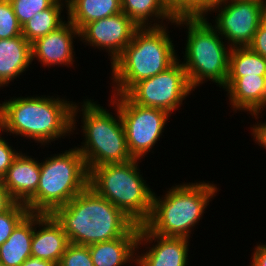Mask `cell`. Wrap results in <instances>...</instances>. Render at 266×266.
I'll list each match as a JSON object with an SVG mask.
<instances>
[{
    "label": "cell",
    "instance_id": "7402d4cb",
    "mask_svg": "<svg viewBox=\"0 0 266 266\" xmlns=\"http://www.w3.org/2000/svg\"><path fill=\"white\" fill-rule=\"evenodd\" d=\"M120 12L121 0H67L66 17L78 30L89 22Z\"/></svg>",
    "mask_w": 266,
    "mask_h": 266
},
{
    "label": "cell",
    "instance_id": "8992f818",
    "mask_svg": "<svg viewBox=\"0 0 266 266\" xmlns=\"http://www.w3.org/2000/svg\"><path fill=\"white\" fill-rule=\"evenodd\" d=\"M209 21L210 17L203 15L177 16L176 20L169 24L180 30L186 29L185 51L181 53L183 61L180 62L194 90L207 81L222 88L228 77L232 48Z\"/></svg>",
    "mask_w": 266,
    "mask_h": 266
},
{
    "label": "cell",
    "instance_id": "d4e9b609",
    "mask_svg": "<svg viewBox=\"0 0 266 266\" xmlns=\"http://www.w3.org/2000/svg\"><path fill=\"white\" fill-rule=\"evenodd\" d=\"M30 213L28 207L15 202L7 211L0 213V245L13 233L16 226Z\"/></svg>",
    "mask_w": 266,
    "mask_h": 266
},
{
    "label": "cell",
    "instance_id": "4316f807",
    "mask_svg": "<svg viewBox=\"0 0 266 266\" xmlns=\"http://www.w3.org/2000/svg\"><path fill=\"white\" fill-rule=\"evenodd\" d=\"M20 35H22V26L10 1H0V39H9Z\"/></svg>",
    "mask_w": 266,
    "mask_h": 266
},
{
    "label": "cell",
    "instance_id": "e0dca14e",
    "mask_svg": "<svg viewBox=\"0 0 266 266\" xmlns=\"http://www.w3.org/2000/svg\"><path fill=\"white\" fill-rule=\"evenodd\" d=\"M140 225L136 224L126 235L89 246L94 266H133Z\"/></svg>",
    "mask_w": 266,
    "mask_h": 266
},
{
    "label": "cell",
    "instance_id": "52a82bcc",
    "mask_svg": "<svg viewBox=\"0 0 266 266\" xmlns=\"http://www.w3.org/2000/svg\"><path fill=\"white\" fill-rule=\"evenodd\" d=\"M61 152L47 153L50 157L40 161L37 191L24 203L30 213L52 214L89 186V171L77 147Z\"/></svg>",
    "mask_w": 266,
    "mask_h": 266
},
{
    "label": "cell",
    "instance_id": "5bb4252c",
    "mask_svg": "<svg viewBox=\"0 0 266 266\" xmlns=\"http://www.w3.org/2000/svg\"><path fill=\"white\" fill-rule=\"evenodd\" d=\"M76 39H80L79 30L67 19L58 29L31 44L32 62H40L44 69L51 66H67L74 69L77 63L74 51Z\"/></svg>",
    "mask_w": 266,
    "mask_h": 266
},
{
    "label": "cell",
    "instance_id": "e575fe53",
    "mask_svg": "<svg viewBox=\"0 0 266 266\" xmlns=\"http://www.w3.org/2000/svg\"><path fill=\"white\" fill-rule=\"evenodd\" d=\"M21 266H56L53 262L30 256Z\"/></svg>",
    "mask_w": 266,
    "mask_h": 266
},
{
    "label": "cell",
    "instance_id": "d6986e66",
    "mask_svg": "<svg viewBox=\"0 0 266 266\" xmlns=\"http://www.w3.org/2000/svg\"><path fill=\"white\" fill-rule=\"evenodd\" d=\"M31 65V44L22 35L0 39V89L26 75Z\"/></svg>",
    "mask_w": 266,
    "mask_h": 266
},
{
    "label": "cell",
    "instance_id": "f546056e",
    "mask_svg": "<svg viewBox=\"0 0 266 266\" xmlns=\"http://www.w3.org/2000/svg\"><path fill=\"white\" fill-rule=\"evenodd\" d=\"M2 130H0V181L5 177L7 174L8 168L12 165L14 159L19 155L21 152L18 147H13L8 141V138L2 134ZM7 138V139H5Z\"/></svg>",
    "mask_w": 266,
    "mask_h": 266
},
{
    "label": "cell",
    "instance_id": "484cf974",
    "mask_svg": "<svg viewBox=\"0 0 266 266\" xmlns=\"http://www.w3.org/2000/svg\"><path fill=\"white\" fill-rule=\"evenodd\" d=\"M13 11L23 26L35 14L51 7L57 0H9Z\"/></svg>",
    "mask_w": 266,
    "mask_h": 266
},
{
    "label": "cell",
    "instance_id": "4fadbf2b",
    "mask_svg": "<svg viewBox=\"0 0 266 266\" xmlns=\"http://www.w3.org/2000/svg\"><path fill=\"white\" fill-rule=\"evenodd\" d=\"M190 241L183 237H166L152 233L142 224L139 230L134 266H187L189 254H191L189 253Z\"/></svg>",
    "mask_w": 266,
    "mask_h": 266
},
{
    "label": "cell",
    "instance_id": "7c38bea8",
    "mask_svg": "<svg viewBox=\"0 0 266 266\" xmlns=\"http://www.w3.org/2000/svg\"><path fill=\"white\" fill-rule=\"evenodd\" d=\"M139 28L126 14H118L85 24L79 30V40L92 47L107 52L112 64L132 41ZM110 56V57H109Z\"/></svg>",
    "mask_w": 266,
    "mask_h": 266
},
{
    "label": "cell",
    "instance_id": "d590c367",
    "mask_svg": "<svg viewBox=\"0 0 266 266\" xmlns=\"http://www.w3.org/2000/svg\"><path fill=\"white\" fill-rule=\"evenodd\" d=\"M261 24L266 28V0L264 2L261 13Z\"/></svg>",
    "mask_w": 266,
    "mask_h": 266
},
{
    "label": "cell",
    "instance_id": "ba28073f",
    "mask_svg": "<svg viewBox=\"0 0 266 266\" xmlns=\"http://www.w3.org/2000/svg\"><path fill=\"white\" fill-rule=\"evenodd\" d=\"M139 161L142 162L141 159H133L92 168L89 171V187L121 209L136 224L142 225L151 215L154 190L143 177Z\"/></svg>",
    "mask_w": 266,
    "mask_h": 266
},
{
    "label": "cell",
    "instance_id": "6da1fadb",
    "mask_svg": "<svg viewBox=\"0 0 266 266\" xmlns=\"http://www.w3.org/2000/svg\"><path fill=\"white\" fill-rule=\"evenodd\" d=\"M54 95V96H53ZM10 97L0 101V128L44 148L73 136V100L58 94ZM2 102V103H1Z\"/></svg>",
    "mask_w": 266,
    "mask_h": 266
},
{
    "label": "cell",
    "instance_id": "9c48e42d",
    "mask_svg": "<svg viewBox=\"0 0 266 266\" xmlns=\"http://www.w3.org/2000/svg\"><path fill=\"white\" fill-rule=\"evenodd\" d=\"M119 109L128 150L134 159H145L160 141L171 114L159 108L144 107L133 103L125 94L110 95Z\"/></svg>",
    "mask_w": 266,
    "mask_h": 266
},
{
    "label": "cell",
    "instance_id": "9a60e30c",
    "mask_svg": "<svg viewBox=\"0 0 266 266\" xmlns=\"http://www.w3.org/2000/svg\"><path fill=\"white\" fill-rule=\"evenodd\" d=\"M70 244L62 225L52 214L35 213L31 256L59 264Z\"/></svg>",
    "mask_w": 266,
    "mask_h": 266
},
{
    "label": "cell",
    "instance_id": "f1b7e54d",
    "mask_svg": "<svg viewBox=\"0 0 266 266\" xmlns=\"http://www.w3.org/2000/svg\"><path fill=\"white\" fill-rule=\"evenodd\" d=\"M57 266H94L89 246L70 243Z\"/></svg>",
    "mask_w": 266,
    "mask_h": 266
},
{
    "label": "cell",
    "instance_id": "836d02e7",
    "mask_svg": "<svg viewBox=\"0 0 266 266\" xmlns=\"http://www.w3.org/2000/svg\"><path fill=\"white\" fill-rule=\"evenodd\" d=\"M16 201L0 181V213L7 211Z\"/></svg>",
    "mask_w": 266,
    "mask_h": 266
},
{
    "label": "cell",
    "instance_id": "603a6c76",
    "mask_svg": "<svg viewBox=\"0 0 266 266\" xmlns=\"http://www.w3.org/2000/svg\"><path fill=\"white\" fill-rule=\"evenodd\" d=\"M66 11L67 0H57L51 7L38 12L22 26V36L32 44L62 26L66 22L64 19H68L64 15L67 14Z\"/></svg>",
    "mask_w": 266,
    "mask_h": 266
},
{
    "label": "cell",
    "instance_id": "8fae6325",
    "mask_svg": "<svg viewBox=\"0 0 266 266\" xmlns=\"http://www.w3.org/2000/svg\"><path fill=\"white\" fill-rule=\"evenodd\" d=\"M265 0L215 1L203 15L213 16L212 26L231 47H248L261 24Z\"/></svg>",
    "mask_w": 266,
    "mask_h": 266
},
{
    "label": "cell",
    "instance_id": "cb8c5ba5",
    "mask_svg": "<svg viewBox=\"0 0 266 266\" xmlns=\"http://www.w3.org/2000/svg\"><path fill=\"white\" fill-rule=\"evenodd\" d=\"M247 75L266 76V59L249 47H234L229 56L228 77L225 91L237 78Z\"/></svg>",
    "mask_w": 266,
    "mask_h": 266
},
{
    "label": "cell",
    "instance_id": "83f0119b",
    "mask_svg": "<svg viewBox=\"0 0 266 266\" xmlns=\"http://www.w3.org/2000/svg\"><path fill=\"white\" fill-rule=\"evenodd\" d=\"M176 16L204 15L215 0H164Z\"/></svg>",
    "mask_w": 266,
    "mask_h": 266
},
{
    "label": "cell",
    "instance_id": "277c9868",
    "mask_svg": "<svg viewBox=\"0 0 266 266\" xmlns=\"http://www.w3.org/2000/svg\"><path fill=\"white\" fill-rule=\"evenodd\" d=\"M169 28L167 24L136 30L130 44L110 65V94L124 95L135 83L165 71L180 58Z\"/></svg>",
    "mask_w": 266,
    "mask_h": 266
},
{
    "label": "cell",
    "instance_id": "2e32d148",
    "mask_svg": "<svg viewBox=\"0 0 266 266\" xmlns=\"http://www.w3.org/2000/svg\"><path fill=\"white\" fill-rule=\"evenodd\" d=\"M22 150L1 180L16 202L25 203L36 191L40 180V159Z\"/></svg>",
    "mask_w": 266,
    "mask_h": 266
},
{
    "label": "cell",
    "instance_id": "3957f363",
    "mask_svg": "<svg viewBox=\"0 0 266 266\" xmlns=\"http://www.w3.org/2000/svg\"><path fill=\"white\" fill-rule=\"evenodd\" d=\"M52 215L71 244L90 246L126 235L136 223L91 187L76 195Z\"/></svg>",
    "mask_w": 266,
    "mask_h": 266
},
{
    "label": "cell",
    "instance_id": "ac0fdd59",
    "mask_svg": "<svg viewBox=\"0 0 266 266\" xmlns=\"http://www.w3.org/2000/svg\"><path fill=\"white\" fill-rule=\"evenodd\" d=\"M225 92L233 113L244 112L250 115L266 109V76L239 77Z\"/></svg>",
    "mask_w": 266,
    "mask_h": 266
},
{
    "label": "cell",
    "instance_id": "7a4b0ae2",
    "mask_svg": "<svg viewBox=\"0 0 266 266\" xmlns=\"http://www.w3.org/2000/svg\"><path fill=\"white\" fill-rule=\"evenodd\" d=\"M107 101L108 108L111 107L115 113L88 97L74 103L73 134L79 133L76 129L79 131L77 124L81 121L79 127L84 140L76 147L82 154L88 171L100 165L126 163L134 159L128 150L119 109L111 100Z\"/></svg>",
    "mask_w": 266,
    "mask_h": 266
},
{
    "label": "cell",
    "instance_id": "1f68e13d",
    "mask_svg": "<svg viewBox=\"0 0 266 266\" xmlns=\"http://www.w3.org/2000/svg\"><path fill=\"white\" fill-rule=\"evenodd\" d=\"M248 47L266 59V28L262 24L259 25L253 41Z\"/></svg>",
    "mask_w": 266,
    "mask_h": 266
},
{
    "label": "cell",
    "instance_id": "d6a6232c",
    "mask_svg": "<svg viewBox=\"0 0 266 266\" xmlns=\"http://www.w3.org/2000/svg\"><path fill=\"white\" fill-rule=\"evenodd\" d=\"M257 242L251 255V263L248 266H266V243Z\"/></svg>",
    "mask_w": 266,
    "mask_h": 266
},
{
    "label": "cell",
    "instance_id": "30bf717a",
    "mask_svg": "<svg viewBox=\"0 0 266 266\" xmlns=\"http://www.w3.org/2000/svg\"><path fill=\"white\" fill-rule=\"evenodd\" d=\"M193 91L178 59L165 71L135 83L125 95L137 105L163 109L172 115Z\"/></svg>",
    "mask_w": 266,
    "mask_h": 266
},
{
    "label": "cell",
    "instance_id": "44dd1931",
    "mask_svg": "<svg viewBox=\"0 0 266 266\" xmlns=\"http://www.w3.org/2000/svg\"><path fill=\"white\" fill-rule=\"evenodd\" d=\"M35 213H29L0 245V261L3 266H21L31 256Z\"/></svg>",
    "mask_w": 266,
    "mask_h": 266
},
{
    "label": "cell",
    "instance_id": "ffe728a7",
    "mask_svg": "<svg viewBox=\"0 0 266 266\" xmlns=\"http://www.w3.org/2000/svg\"><path fill=\"white\" fill-rule=\"evenodd\" d=\"M121 9L139 27H161L177 17L164 0H121Z\"/></svg>",
    "mask_w": 266,
    "mask_h": 266
},
{
    "label": "cell",
    "instance_id": "4dcf8cb0",
    "mask_svg": "<svg viewBox=\"0 0 266 266\" xmlns=\"http://www.w3.org/2000/svg\"><path fill=\"white\" fill-rule=\"evenodd\" d=\"M262 111L261 112H256L253 114H250L252 116V119L254 118L255 120L257 119V123L255 122V124H251L250 125V132H251V137L253 138L254 142L260 146V148H262L263 150L266 149V122L264 120V122L260 119V117L262 118Z\"/></svg>",
    "mask_w": 266,
    "mask_h": 266
},
{
    "label": "cell",
    "instance_id": "5b68a950",
    "mask_svg": "<svg viewBox=\"0 0 266 266\" xmlns=\"http://www.w3.org/2000/svg\"><path fill=\"white\" fill-rule=\"evenodd\" d=\"M217 186L214 181L197 180L174 183L162 196L154 191L151 215L144 225L161 236L192 238L208 205L221 190Z\"/></svg>",
    "mask_w": 266,
    "mask_h": 266
}]
</instances>
